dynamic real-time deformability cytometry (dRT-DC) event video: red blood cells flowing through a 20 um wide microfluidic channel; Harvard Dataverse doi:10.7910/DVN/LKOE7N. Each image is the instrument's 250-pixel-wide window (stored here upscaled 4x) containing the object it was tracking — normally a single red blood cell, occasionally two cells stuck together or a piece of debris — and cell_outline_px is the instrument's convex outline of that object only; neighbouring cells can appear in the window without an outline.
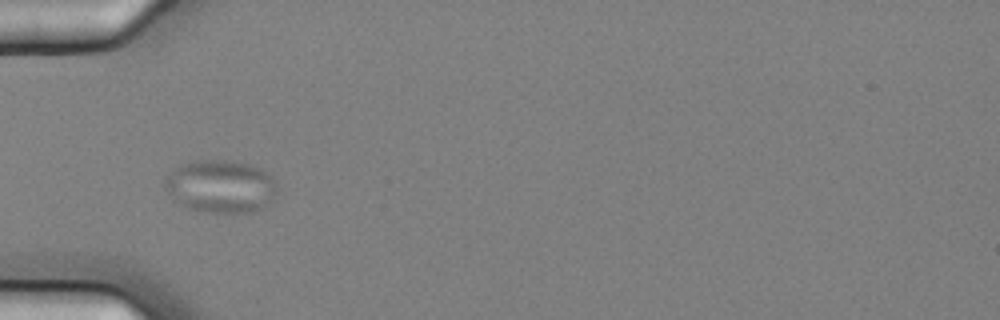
{"species": "common noctule bat (a hibernating species)", "species_latin": "Nyctalus noctula", "temperature_condition": "cold", "stored_images_in_passage": 2, "camera_frame_rate_fps": 3000, "um_per_image_px": 0.085, "animal": {"sex": "female", "body_mass_g": 25.1}, "frame": {"image": 1, "passage_image": 1, "time_ms": 0.0, "image_size_px": [1000, 320], "cell_outline_px": [[276, 192], [268, 204], [252, 212], [200, 212], [188, 208], [172, 200], [164, 188], [164, 180], [176, 168], [184, 164], [196, 160], [228, 160], [252, 164], [260, 168], [272, 176], [276, 180]], "centroid_in_image_um": [18.75, 15.84], "position_along_channel_um": 66.3, "area_um2": 34.68}}
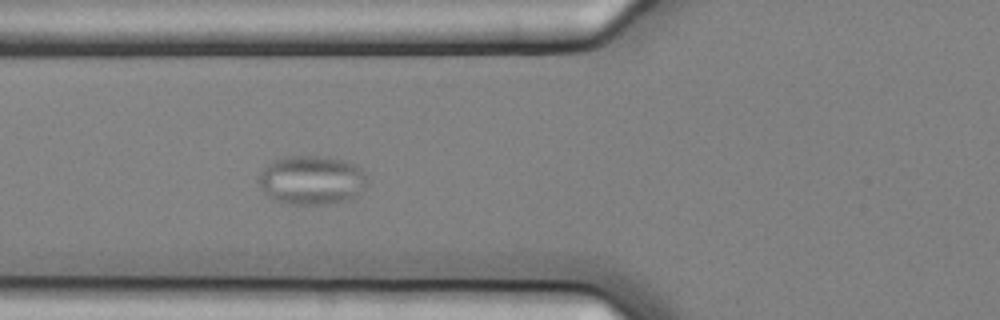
{"frame": {"image": 2, "passage_image": 2, "time_ms": 0.333, "image_size_px": [1000, 320], "cell_outline_px": [[368, 184], [356, 196], [348, 200], [328, 204], [288, 204], [272, 200], [260, 188], [256, 180], [256, 176], [272, 160], [284, 156], [328, 156], [356, 164], [368, 176]], "centroid_in_image_um": [26.47, 15.31], "position_along_channel_um": 99.3, "area_um2": 31.73}}